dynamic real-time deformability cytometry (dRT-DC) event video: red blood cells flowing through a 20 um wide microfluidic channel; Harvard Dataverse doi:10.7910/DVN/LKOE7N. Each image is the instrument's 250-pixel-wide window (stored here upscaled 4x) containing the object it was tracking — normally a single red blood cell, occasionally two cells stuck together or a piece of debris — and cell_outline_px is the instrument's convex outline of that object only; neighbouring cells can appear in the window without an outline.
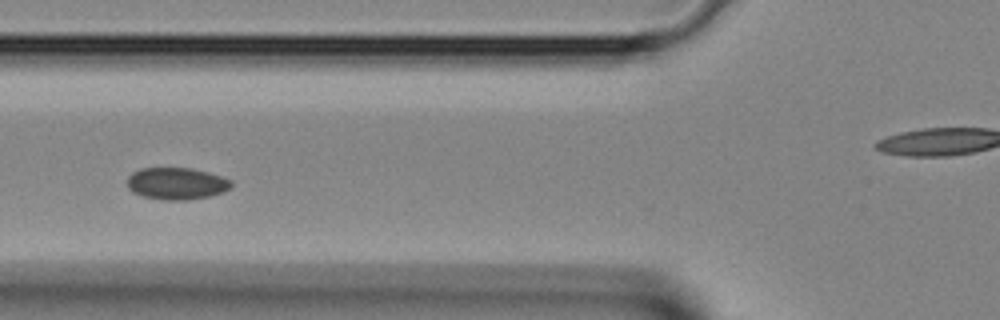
{"species": "Egyptian fruit bat (a non-hibernating species)", "species_latin": "Rousettus aegyptiacus", "temperature_condition": "room temperature", "stored_images_in_passage": 4, "segment_of_instrument_passage": [1, 2], "camera_frame_rate_fps": 3000, "um_per_image_px": 0.085, "animal": {"sex": "female"}, "frame": {"image": 1, "passage_image": 3, "time_ms": 0.667, "image_size_px": [1000, 320], "cell_outline_px": [[232, 184], [224, 192], [208, 196], [188, 200], [164, 200], [144, 196], [132, 192], [128, 188], [128, 176], [132, 172], [140, 168], [192, 168], [208, 172], [232, 180]], "centroid_in_image_um": [14.99, 15.59], "position_along_channel_um": 110.8, "area_um2": 19.36}}